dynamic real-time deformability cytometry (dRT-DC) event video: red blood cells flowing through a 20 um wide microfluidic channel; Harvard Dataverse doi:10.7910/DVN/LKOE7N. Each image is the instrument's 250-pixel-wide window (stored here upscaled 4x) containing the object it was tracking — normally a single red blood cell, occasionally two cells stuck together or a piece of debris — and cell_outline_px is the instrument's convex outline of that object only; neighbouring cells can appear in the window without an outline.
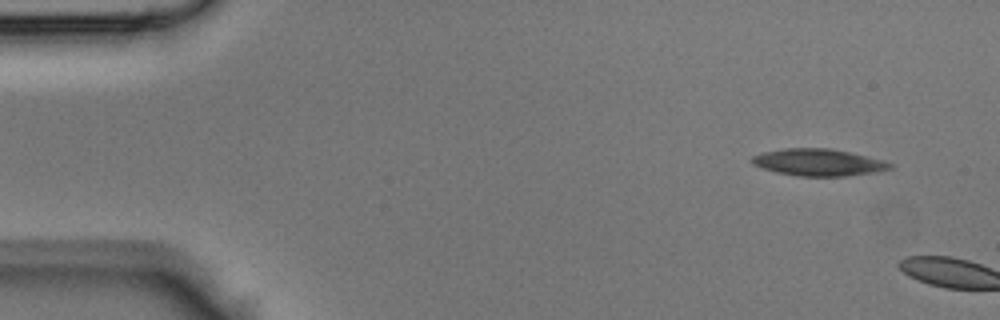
{"species": "Egyptian fruit bat (a non-hibernating species)", "species_latin": "Rousettus aegyptiacus", "temperature_condition": "room temperature", "stored_images_in_passage": 3, "camera_frame_rate_fps": 3000, "um_per_image_px": 0.085, "animal": {"sex": "male"}, "frame": {"image": 1, "passage_image": 1, "time_ms": 0.0, "image_size_px": [1000, 320], "cell_outline_px": [[892, 168], [872, 172], [848, 176], [796, 176], [776, 172], [752, 164], [752, 156], [764, 152], [784, 148], [828, 148], [848, 152], [884, 160], [892, 164]], "centroid_in_image_um": [69.55, 13.8], "position_along_channel_um": 15.5, "area_um2": 21.44}}